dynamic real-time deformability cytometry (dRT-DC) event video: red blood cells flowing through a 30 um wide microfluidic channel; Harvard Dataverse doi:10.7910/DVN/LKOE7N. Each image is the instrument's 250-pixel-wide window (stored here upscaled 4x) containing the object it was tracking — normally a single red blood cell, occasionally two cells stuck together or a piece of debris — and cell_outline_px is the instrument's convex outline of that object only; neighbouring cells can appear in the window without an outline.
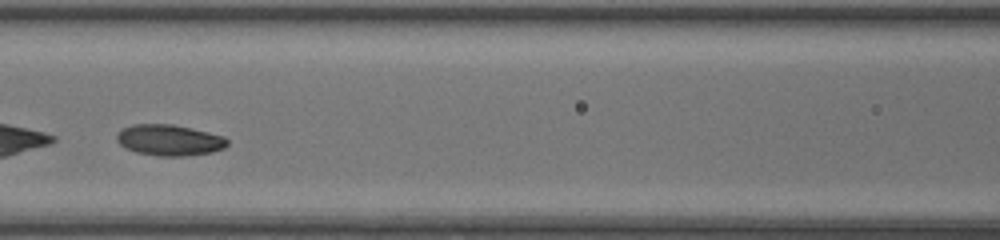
{"species": "common noctule bat (a hibernating species)", "species_latin": "Nyctalus noctula", "temperature_condition": "room temperature", "stored_images_in_passage": 31, "camera_frame_rate_fps": 3000, "um_per_image_px": 0.085, "animal": {"sex": "female", "body_mass_g": 20.0, "forearm_length_mm": 54.0}, "frame": {"image": 1, "passage_image": 10, "time_ms": 3.0, "image_size_px": [1000, 240], "cell_outline_px": [[228, 144], [224, 148], [212, 152], [184, 156], [160, 156], [136, 152], [120, 144], [116, 140], [116, 136], [124, 128], [132, 124], [172, 124], [192, 128], [224, 136], [228, 140]], "centroid_in_image_um": [14.42, 11.91], "position_along_channel_um": 152.2, "area_um2": 19.88}}
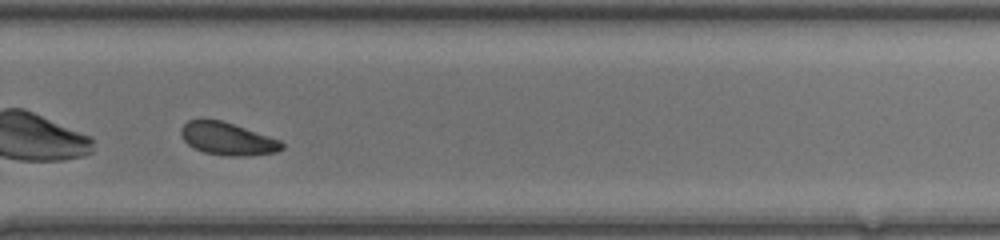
{"frame": {"image": 2, "passage_image": 21, "time_ms": 6.667, "image_size_px": [1000, 240], "cell_outline_px": [[284, 148], [276, 152], [248, 156], [224, 156], [204, 152], [188, 144], [184, 140], [180, 132], [180, 128], [188, 120], [200, 116], [220, 120], [280, 140], [284, 144]], "centroid_in_image_um": [19.29, 11.77], "position_along_channel_um": 310.5, "area_um2": 19.36}}
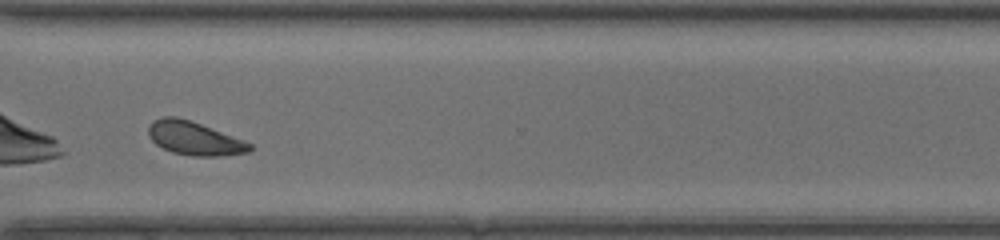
{"frame": {"image": 3, "passage_image": 24, "time_ms": 7.667, "image_size_px": [1000, 240], "cell_outline_px": [[252, 148], [248, 152], [224, 156], [192, 156], [172, 152], [156, 144], [148, 136], [148, 128], [152, 120], [160, 116], [176, 116], [200, 124], [244, 140], [252, 144]], "centroid_in_image_um": [16.49, 11.76], "position_along_channel_um": 354.1, "area_um2": 19.77}, "authors_computed_cell_mechanics": {"area_um2": 19.7676, "velocity_mm_per_s": 4.3486, "shape_relaxation_time_tau1_ms": 1.9055, "shape_relaxation_time_tau2_ms": null, "deformation_change_tau1": 0.0876, "deformation_change_tau2": null}}